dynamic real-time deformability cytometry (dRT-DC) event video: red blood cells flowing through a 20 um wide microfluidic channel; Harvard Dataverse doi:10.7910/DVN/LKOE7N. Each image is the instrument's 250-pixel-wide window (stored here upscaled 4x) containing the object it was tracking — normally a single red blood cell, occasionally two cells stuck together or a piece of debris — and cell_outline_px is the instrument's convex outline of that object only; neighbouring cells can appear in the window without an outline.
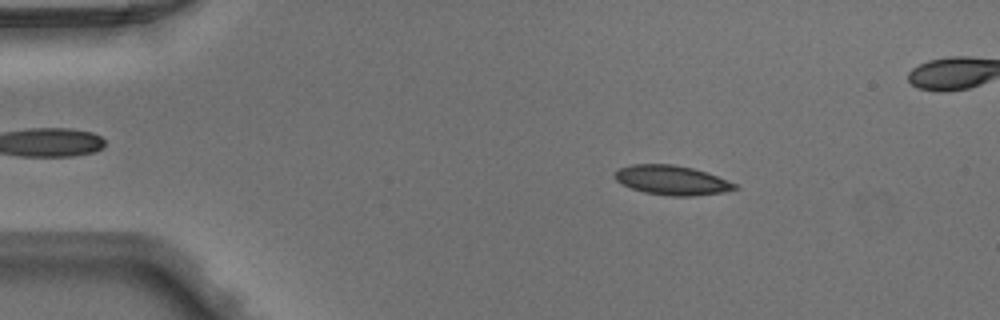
{"species": "Egyptian fruit bat (a non-hibernating species)", "species_latin": "Rousettus aegyptiacus", "temperature_condition": "warm", "stored_images_in_passage": 49, "camera_frame_rate_fps": 3000, "um_per_image_px": 0.085, "animal": {"sex": "male"}, "frame": {"image": 1, "passage_image": 8, "time_ms": 2.333, "image_size_px": [1000, 320], "cell_outline_px": [[740, 188], [724, 192], [692, 196], [672, 196], [644, 192], [632, 188], [616, 180], [612, 176], [620, 168], [632, 164], [672, 164], [692, 168], [716, 176], [736, 184]], "centroid_in_image_um": [57.1, 15.32], "position_along_channel_um": 27.9, "area_um2": 20.35}}
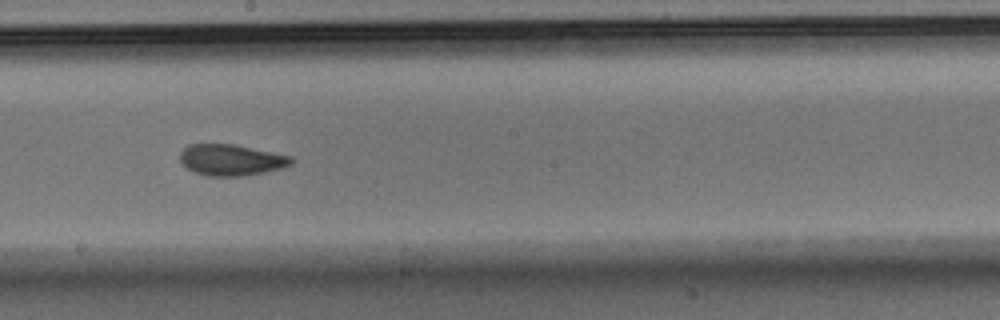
{"frame": {"image": 2, "passage_image": 27, "time_ms": 8.667, "image_size_px": [1000, 320], "cell_outline_px": [[292, 164], [284, 168], [244, 176], [208, 176], [196, 172], [188, 168], [180, 160], [180, 152], [188, 144], [232, 144], [292, 156]], "centroid_in_image_um": [19.66, 13.59], "position_along_channel_um": 228.5, "area_um2": 20.11}}
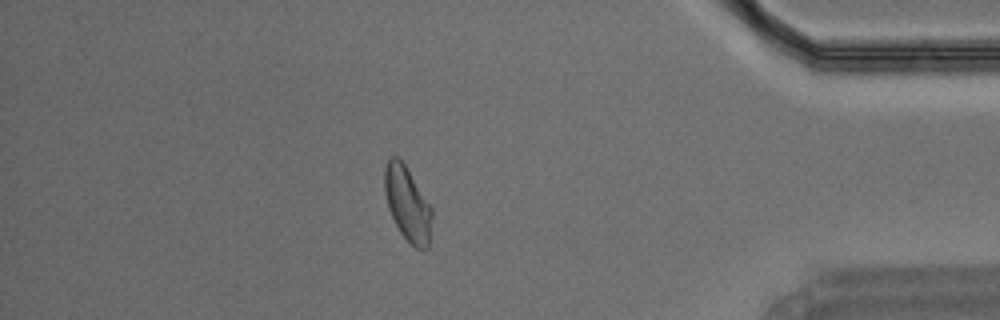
{"frame": {"image": 3, "passage_image": 42, "time_ms": 13.667, "image_size_px": [1000, 320], "cell_outline_px": [[432, 216], [428, 248], [416, 248], [400, 232], [388, 208], [384, 188], [384, 168], [388, 160], [392, 156], [396, 156], [404, 164], [432, 208]], "centroid_in_image_um": [34.62, 17.32], "position_along_channel_um": 400.6, "area_um2": 20.06}}